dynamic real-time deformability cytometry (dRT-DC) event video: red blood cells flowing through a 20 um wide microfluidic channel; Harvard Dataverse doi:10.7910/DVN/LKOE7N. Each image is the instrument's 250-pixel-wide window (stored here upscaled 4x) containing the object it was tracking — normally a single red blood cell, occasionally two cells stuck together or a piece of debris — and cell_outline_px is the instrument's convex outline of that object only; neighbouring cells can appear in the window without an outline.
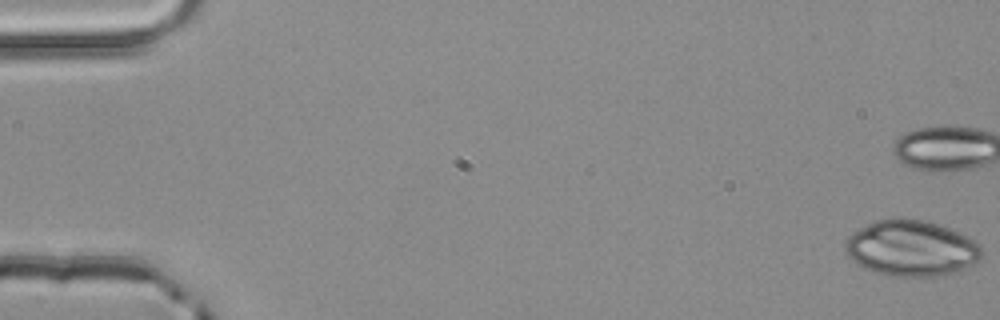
{"species": "common noctule bat (a hibernating species)", "species_latin": "Nyctalus noctula", "temperature_condition": "room temperature", "stored_images_in_passage": 5, "camera_frame_rate_fps": 3000, "um_per_image_px": 0.085, "animal": {"sex": "male", "body_mass_g": 20.4}, "frame": {"image": 1, "passage_image": 1, "time_ms": 0.0, "image_size_px": [1000, 320], "cell_outline_px": [[980, 260], [956, 272], [936, 276], [888, 276], [872, 272], [856, 264], [844, 252], [844, 244], [848, 236], [852, 232], [876, 220], [896, 216], [904, 216], [936, 224], [948, 228], [968, 236], [976, 240], [980, 244]], "centroid_in_image_um": [77.41, 21.09], "position_along_channel_um": 7.6, "area_um2": 44.85}}